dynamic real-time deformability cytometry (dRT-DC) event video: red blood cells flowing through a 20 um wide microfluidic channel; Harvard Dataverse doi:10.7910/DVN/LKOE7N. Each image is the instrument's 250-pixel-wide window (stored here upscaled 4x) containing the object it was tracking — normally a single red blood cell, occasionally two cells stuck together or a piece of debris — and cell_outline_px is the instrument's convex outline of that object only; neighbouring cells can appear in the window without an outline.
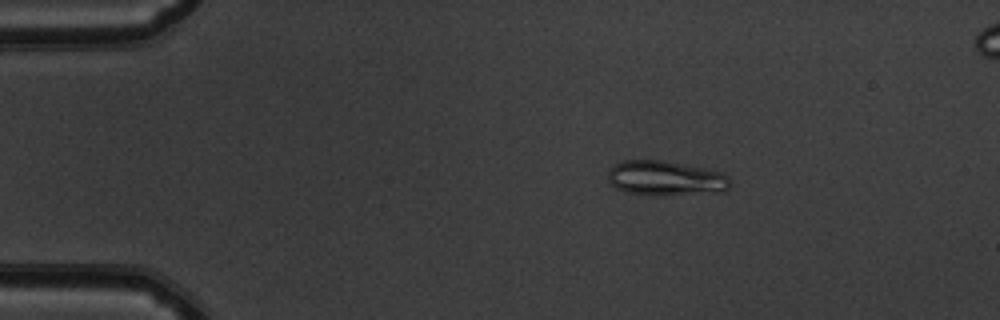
{"species": "common noctule bat (a hibernating species)", "species_latin": "Nyctalus noctula", "temperature_condition": "warm", "stored_images_in_passage": 53, "camera_frame_rate_fps": 3000, "um_per_image_px": 0.085, "animal": {"sex": "male", "body_mass_g": 19.5, "forearm_length_mm": 54.6}, "frame": {"image": 1, "passage_image": 10, "time_ms": 3.0, "image_size_px": [1000, 320], "cell_outline_px": [[732, 184], [724, 192], [656, 196], [652, 196], [624, 192], [616, 188], [608, 180], [608, 168], [624, 160], [664, 160], [724, 172], [728, 176]], "centroid_in_image_um": [56.6, 15.16], "position_along_channel_um": 28.4, "area_um2": 25.32}}
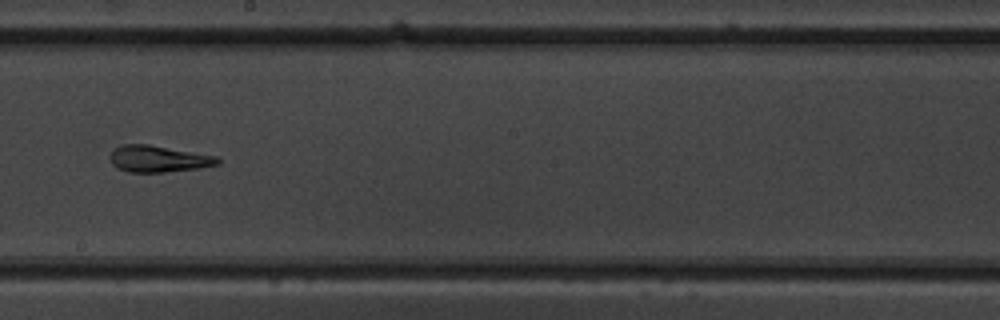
{"frame": {"image": 2, "passage_image": 31, "time_ms": 10.0, "image_size_px": [1000, 320], "cell_outline_px": [[220, 164], [200, 168], [164, 172], [128, 172], [116, 168], [112, 164], [108, 156], [120, 144], [148, 144], [216, 156], [220, 160]], "centroid_in_image_um": [13.43, 13.5], "position_along_channel_um": 234.8, "area_um2": 16.7}}
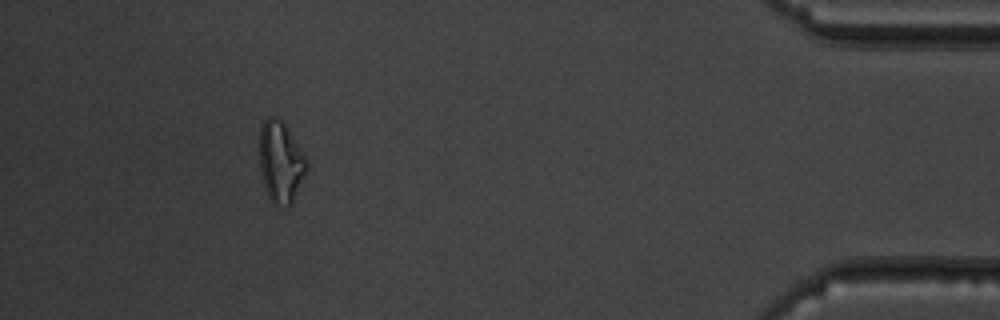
{"frame": {"image": 3, "passage_image": 49, "time_ms": 16.0, "image_size_px": [1000, 320], "cell_outline_px": [[308, 168], [292, 204], [288, 208], [284, 208], [272, 204], [268, 196], [264, 184], [260, 168], [260, 128], [264, 120], [268, 116], [276, 116], [284, 124], [304, 156], [308, 164]], "centroid_in_image_um": [23.85, 13.83], "position_along_channel_um": 411.3, "area_um2": 22.2}, "authors_computed_cell_mechanics": {"area_um2": 19.4786, "velocity_mm_per_s": 3.8566, "shape_relaxation_time_tau1_ms": null, "shape_relaxation_time_tau2_ms": 1.5242, "deformation_change_tau1": null, "deformation_change_tau2": 0.0684}}